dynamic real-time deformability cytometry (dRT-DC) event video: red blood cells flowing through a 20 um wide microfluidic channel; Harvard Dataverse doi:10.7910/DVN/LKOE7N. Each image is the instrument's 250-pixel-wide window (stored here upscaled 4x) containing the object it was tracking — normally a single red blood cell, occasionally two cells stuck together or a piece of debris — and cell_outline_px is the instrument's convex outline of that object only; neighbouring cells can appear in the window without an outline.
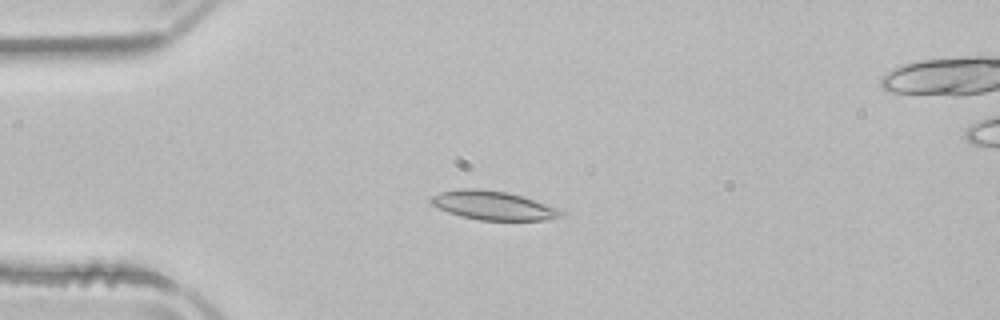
{"species": "common noctule bat (a hibernating species)", "species_latin": "Nyctalus noctula", "temperature_condition": "room temperature", "stored_images_in_passage": 47, "camera_frame_rate_fps": 3000, "um_per_image_px": 0.085, "animal": {"sex": "male", "body_mass_g": 21.5, "forearm_length_mm": 52.0}, "frame": {"image": 1, "passage_image": 7, "time_ms": 2.0, "image_size_px": [1000, 320], "cell_outline_px": [[568, 212], [564, 216], [548, 220], [480, 220], [460, 216], [448, 212], [432, 204], [428, 200], [432, 196], [440, 192], [460, 188], [480, 188], [508, 192]], "centroid_in_image_um": [41.92, 17.46], "position_along_channel_um": 43.1, "area_um2": 21.85}}
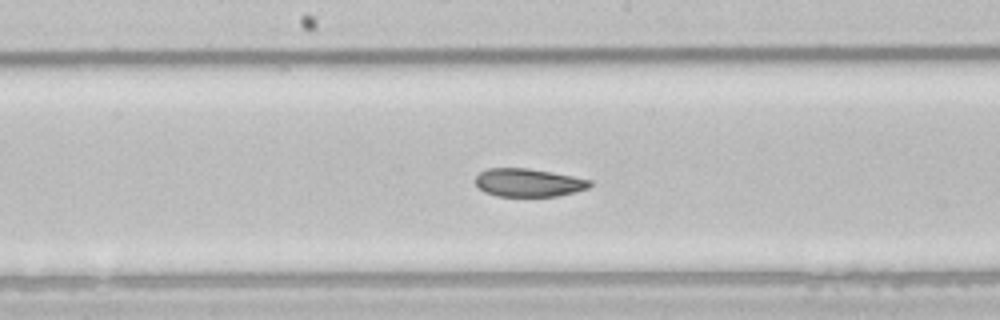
{"frame": {"image": 2, "passage_image": 21, "time_ms": 6.667, "image_size_px": [1000, 320], "cell_outline_px": [[592, 184], [588, 188], [556, 196], [496, 196], [484, 192], [476, 184], [476, 176], [480, 172], [488, 168], [528, 168], [552, 172], [592, 180]], "centroid_in_image_um": [44.91, 15.52], "position_along_channel_um": 203.3, "area_um2": 18.67}}
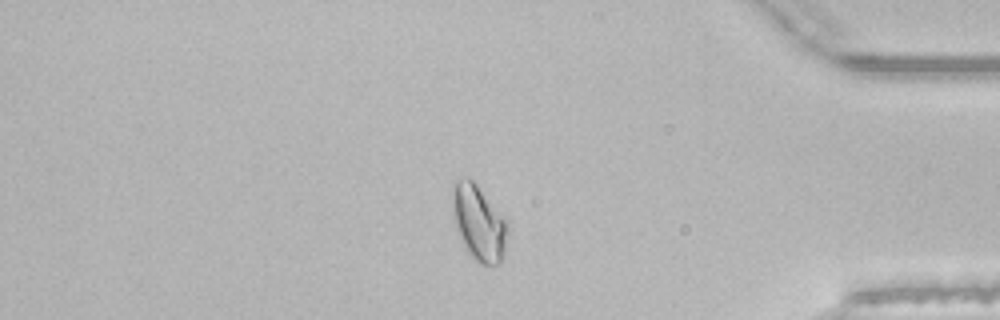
{"frame": {"image": 3, "passage_image": 38, "time_ms": 12.333, "image_size_px": [1000, 320], "cell_outline_px": [[508, 228], [504, 256], [496, 264], [480, 264], [464, 248], [460, 240], [452, 208], [452, 200], [456, 180], [464, 176], [468, 176], [476, 184], [508, 220]], "centroid_in_image_um": [40.71, 18.93], "position_along_channel_um": 394.5, "area_um2": 24.16}, "authors_computed_cell_mechanics": {"area_um2": 21.3282, "velocity_mm_per_s": 3.913, "shape_relaxation_time_tau1_ms": 5.3938, "shape_relaxation_time_tau2_ms": 2.9507, "deformation_change_tau1": 0.1232, "deformation_change_tau2": 0.0709}}